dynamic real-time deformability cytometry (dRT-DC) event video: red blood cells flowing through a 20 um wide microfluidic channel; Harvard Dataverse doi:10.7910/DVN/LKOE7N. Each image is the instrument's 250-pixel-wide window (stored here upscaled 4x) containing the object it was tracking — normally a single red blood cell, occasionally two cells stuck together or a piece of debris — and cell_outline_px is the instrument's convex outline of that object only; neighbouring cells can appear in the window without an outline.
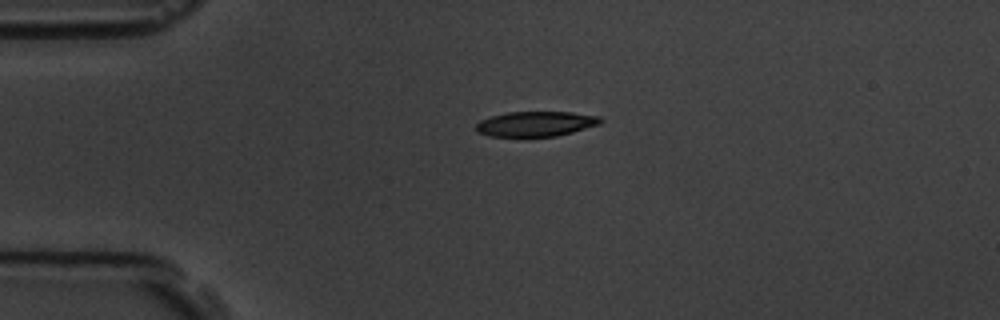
{"species": "common noctule bat (a hibernating species)", "species_latin": "Nyctalus noctula", "temperature_condition": "room temperature", "stored_images_in_passage": 2, "camera_frame_rate_fps": 3000, "um_per_image_px": 0.085, "animal": {"sex": "male", "body_mass_g": 19.5, "forearm_length_mm": 54.6}, "frame": {"image": 1, "passage_image": 1, "time_ms": 0.0, "image_size_px": [1000, 320], "cell_outline_px": [[604, 120], [600, 124], [572, 132], [556, 136], [488, 136], [476, 132], [476, 124], [480, 120], [492, 116], [508, 112], [572, 112], [600, 116]], "centroid_in_image_um": [45.55, 10.52], "position_along_channel_um": 39.4, "area_um2": 18.15}}